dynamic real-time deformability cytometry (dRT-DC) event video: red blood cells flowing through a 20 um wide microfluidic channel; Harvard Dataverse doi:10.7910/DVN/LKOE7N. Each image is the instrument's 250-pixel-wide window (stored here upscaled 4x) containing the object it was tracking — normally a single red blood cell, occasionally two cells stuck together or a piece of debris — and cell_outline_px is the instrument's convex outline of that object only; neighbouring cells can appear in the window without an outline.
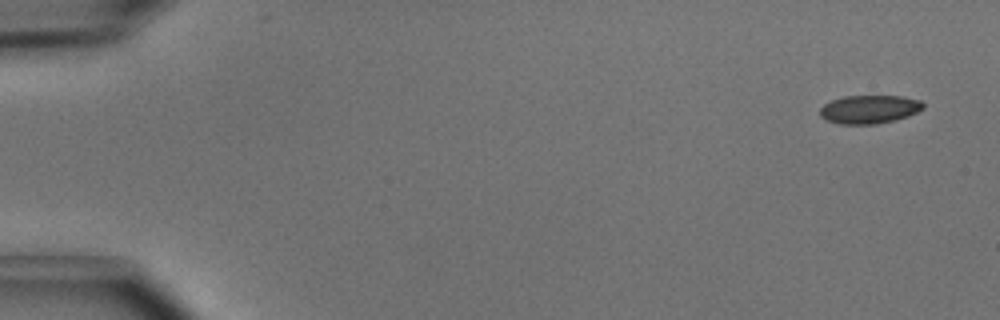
{"species": "common noctule bat (a hibernating species)", "species_latin": "Nyctalus noctula", "temperature_condition": "cold", "stored_images_in_passage": 4, "camera_frame_rate_fps": 3000, "um_per_image_px": 0.085, "animal": {"sex": "male", "body_mass_g": 15.6}, "frame": {"image": 1, "passage_image": 1, "time_ms": 0.0, "image_size_px": [1000, 320], "cell_outline_px": [[924, 108], [908, 116], [896, 120], [876, 124], [836, 124], [820, 116], [820, 108], [824, 104], [832, 100], [844, 96], [900, 96], [920, 100], [924, 104]], "centroid_in_image_um": [73.89, 9.29], "position_along_channel_um": 11.1, "area_um2": 17.11}}
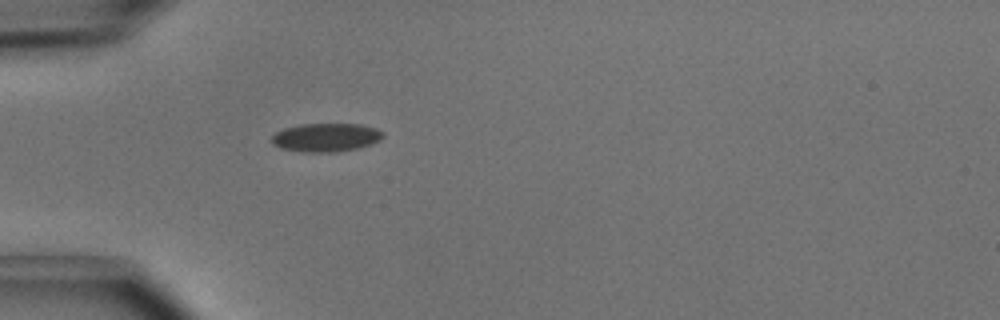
{"frame": {"image": 2, "passage_image": 4, "time_ms": 1.0, "image_size_px": [1000, 320], "cell_outline_px": [[384, 136], [380, 140], [360, 148], [336, 152], [304, 152], [280, 148], [272, 144], [272, 136], [276, 132], [284, 128], [300, 124], [360, 124], [376, 128], [384, 132]], "centroid_in_image_um": [27.72, 11.68], "position_along_channel_um": 57.3, "area_um2": 18.61}}